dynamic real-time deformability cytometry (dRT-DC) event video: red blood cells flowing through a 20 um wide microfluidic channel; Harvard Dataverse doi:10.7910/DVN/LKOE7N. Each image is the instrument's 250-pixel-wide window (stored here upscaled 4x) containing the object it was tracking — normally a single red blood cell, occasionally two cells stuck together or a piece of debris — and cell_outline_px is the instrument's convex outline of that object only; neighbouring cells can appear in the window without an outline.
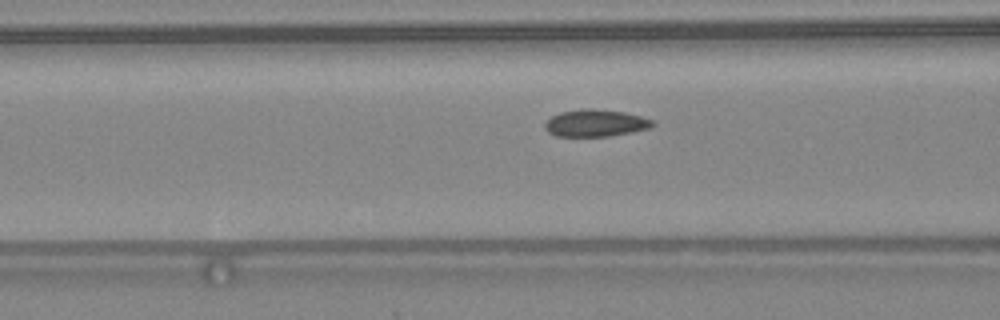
{"species": "common noctule bat (a hibernating species)", "species_latin": "Nyctalus noctula", "temperature_condition": "warm", "stored_images_in_passage": 20, "camera_frame_rate_fps": 3000, "um_per_image_px": 0.085, "animal": {"sex": "female", "body_mass_g": 24.6, "forearm_length_mm": 56.2}, "frame": {"image": 1, "passage_image": 12, "time_ms": 3.667, "image_size_px": [1000, 320], "cell_outline_px": [[656, 124], [652, 128], [632, 132], [608, 136], [556, 136], [548, 132], [544, 128], [544, 124], [552, 116], [560, 112], [584, 108], [592, 108], [624, 112], [640, 116], [652, 120]], "centroid_in_image_um": [50.63, 10.46], "position_along_channel_um": 116.0, "area_um2": 17.05}}